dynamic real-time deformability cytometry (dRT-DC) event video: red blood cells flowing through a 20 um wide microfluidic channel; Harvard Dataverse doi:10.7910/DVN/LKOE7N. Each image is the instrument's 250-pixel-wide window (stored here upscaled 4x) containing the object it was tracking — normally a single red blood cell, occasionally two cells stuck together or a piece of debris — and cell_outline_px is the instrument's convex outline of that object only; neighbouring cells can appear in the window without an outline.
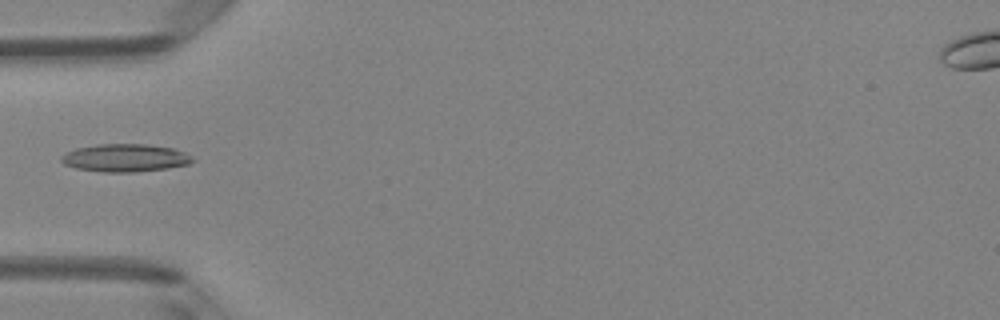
{"species": "Egyptian fruit bat (a non-hibernating species)", "species_latin": "Rousettus aegyptiacus", "temperature_condition": "room temperature", "stored_images_in_passage": 5, "camera_frame_rate_fps": 3000, "um_per_image_px": 0.085, "animal": {"sex": "female"}, "frame": {"image": 1, "passage_image": 5, "time_ms": 4.667, "image_size_px": [1000, 320], "cell_outline_px": [[196, 160], [188, 164], [168, 168], [136, 172], [104, 172], [76, 168], [64, 164], [60, 160], [60, 156], [64, 152], [76, 148], [96, 144], [148, 144], [172, 148], [184, 152], [192, 156]], "centroid_in_image_um": [10.62, 13.41], "position_along_channel_um": 74.4, "area_um2": 21.44}}